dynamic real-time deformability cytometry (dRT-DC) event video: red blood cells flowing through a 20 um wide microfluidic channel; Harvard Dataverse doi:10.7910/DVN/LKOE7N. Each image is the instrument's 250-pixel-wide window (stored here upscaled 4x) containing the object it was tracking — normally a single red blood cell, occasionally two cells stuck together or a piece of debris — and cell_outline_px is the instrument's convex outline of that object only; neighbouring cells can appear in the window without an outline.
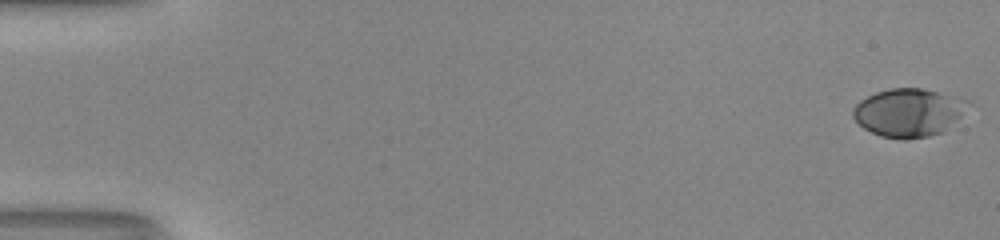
{"species": "human", "species_latin": "Homo sapiens", "temperature_condition": "room temperature", "stored_images_in_passage": 52, "camera_frame_rate_fps": 3000, "um_per_image_px": 0.085, "donor": {"sex": "male"}, "frame": {"image": 1, "passage_image": 1, "time_ms": 0.0, "image_size_px": [1000, 240], "cell_outline_px": [[976, 104], [944, 132], [928, 136], [904, 140], [900, 140], [880, 136], [864, 128], [852, 116], [852, 108], [860, 100], [876, 92], [888, 88], [920, 88], [972, 100]], "centroid_in_image_um": [77.32, 9.57], "position_along_channel_um": 7.7, "area_um2": 33.0}}
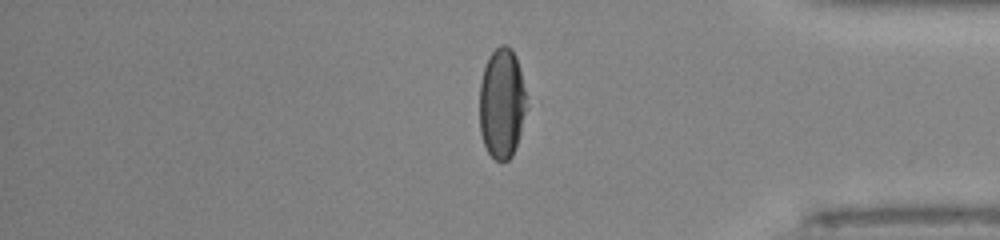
{"frame": {"image": 2, "passage_image": 44, "time_ms": 14.333, "image_size_px": [1000, 240], "cell_outline_px": [[528, 108], [516, 148], [512, 156], [508, 160], [496, 160], [488, 152], [484, 144], [480, 132], [480, 80], [488, 56], [500, 44], [508, 44], [512, 48], [516, 56], [524, 88]], "centroid_in_image_um": [42.67, 8.77], "position_along_channel_um": 392.5, "area_um2": 30.58}}
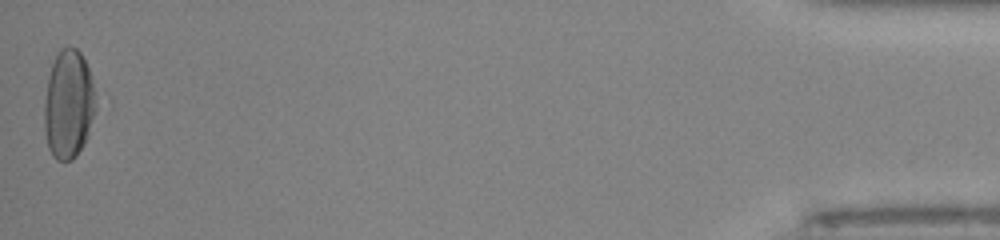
{"frame": {"image": 3, "passage_image": 52, "time_ms": 17.0, "image_size_px": [1000, 240], "cell_outline_px": [[104, 104], [84, 144], [76, 156], [72, 160], [56, 160], [52, 156], [48, 148], [44, 132], [44, 104], [48, 76], [52, 64], [60, 48], [68, 44], [76, 48], [80, 52], [88, 68]], "centroid_in_image_um": [5.93, 8.87], "position_along_channel_um": 429.3, "area_um2": 34.62}, "authors_computed_cell_mechanics": {"area_um2": 32.6859, "velocity_mm_per_s": 4.1291, "shape_relaxation_time_tau1_ms": 4.2757, "shape_relaxation_time_tau2_ms": null, "deformation_change_tau1": 0.2059, "deformation_change_tau2": null}}